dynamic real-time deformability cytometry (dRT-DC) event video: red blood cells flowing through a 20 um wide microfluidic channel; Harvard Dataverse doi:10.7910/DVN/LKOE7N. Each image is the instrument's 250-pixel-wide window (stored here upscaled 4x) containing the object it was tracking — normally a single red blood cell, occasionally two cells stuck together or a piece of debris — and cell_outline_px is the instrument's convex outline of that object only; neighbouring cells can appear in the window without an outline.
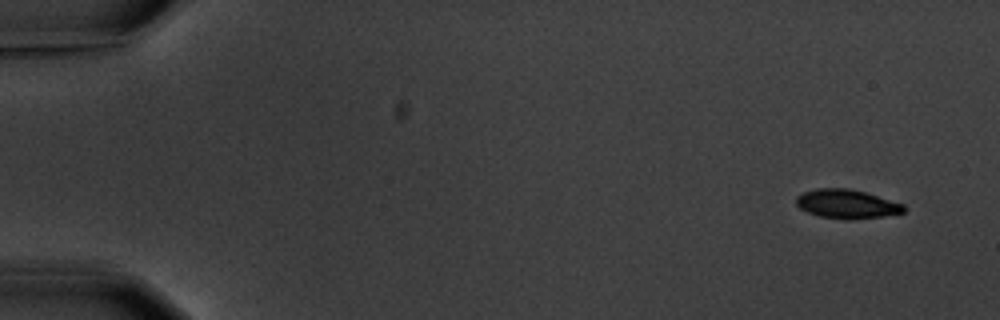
{"species": "common noctule bat (a hibernating species)", "species_latin": "Nyctalus noctula", "temperature_condition": "warm", "stored_images_in_passage": 7, "camera_frame_rate_fps": 3000, "um_per_image_px": 0.085, "animal": {"sex": "male", "body_mass_g": 20.1, "forearm_length_mm": 53.5}, "frame": {"image": 1, "passage_image": 1, "time_ms": 0.0, "image_size_px": [1000, 320], "cell_outline_px": [[908, 208], [904, 212], [884, 216], [820, 216], [808, 212], [800, 208], [796, 204], [796, 196], [804, 192], [816, 188], [848, 188], [864, 192], [904, 204]], "centroid_in_image_um": [71.97, 17.28], "position_along_channel_um": 13.0, "area_um2": 17.22}}
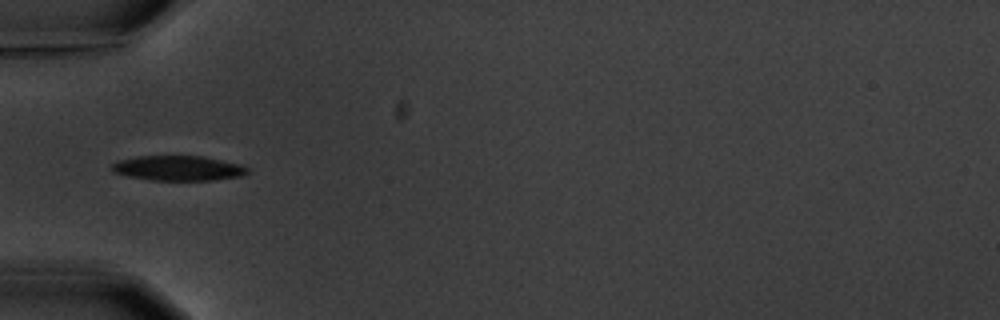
{"frame": {"image": 2, "passage_image": 5, "time_ms": 5.333, "image_size_px": [1000, 320], "cell_outline_px": [[248, 172], [240, 176], [216, 180], [148, 180], [128, 176], [112, 172], [112, 164], [116, 160], [136, 156], [204, 156], [240, 164], [248, 168]], "centroid_in_image_um": [15.11, 14.29], "position_along_channel_um": 69.9, "area_um2": 19.83}}
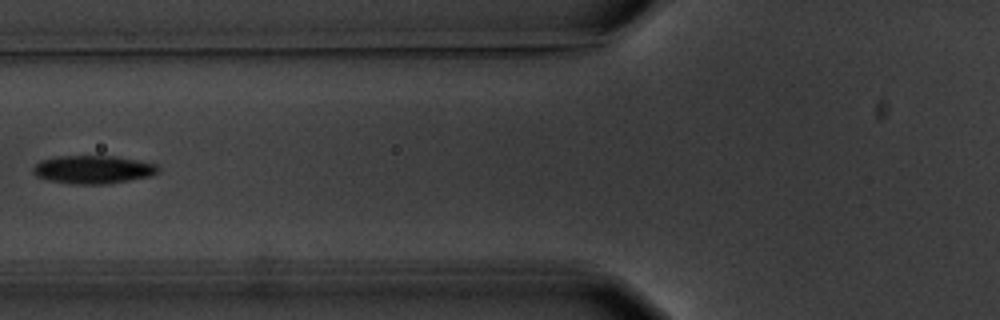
{"frame": {"image": 3, "passage_image": 6, "time_ms": 6.667, "image_size_px": [1000, 320], "cell_outline_px": [[160, 172], [148, 176], [128, 180], [104, 184], [72, 184], [52, 180], [36, 176], [32, 172], [32, 168], [40, 160], [60, 156], [116, 156], [156, 164], [160, 168]], "centroid_in_image_um": [7.91, 14.4], "position_along_channel_um": 117.9, "area_um2": 20.35}}